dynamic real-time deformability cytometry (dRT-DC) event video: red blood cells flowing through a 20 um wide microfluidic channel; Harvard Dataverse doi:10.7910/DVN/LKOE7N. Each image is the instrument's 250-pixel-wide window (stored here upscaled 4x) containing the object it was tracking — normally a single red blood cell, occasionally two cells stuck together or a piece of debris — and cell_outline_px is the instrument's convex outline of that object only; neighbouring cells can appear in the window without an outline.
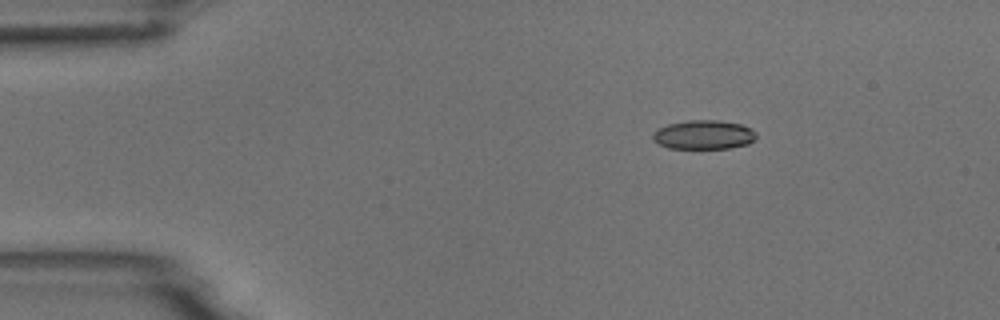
{"species": "common noctule bat (a hibernating species)", "species_latin": "Nyctalus noctula", "temperature_condition": "room temperature", "stored_images_in_passage": 2, "camera_frame_rate_fps": 3000, "um_per_image_px": 0.085, "animal": {"sex": "male", "body_mass_g": 18.8}, "frame": {"image": 1, "passage_image": 1, "time_ms": 0.0, "image_size_px": [1000, 320], "cell_outline_px": [[756, 136], [748, 144], [728, 148], [668, 148], [652, 140], [652, 136], [656, 128], [668, 124], [688, 120], [720, 120], [740, 124], [752, 128], [756, 132]], "centroid_in_image_um": [59.8, 11.44], "position_along_channel_um": 25.2, "area_um2": 17.57}}